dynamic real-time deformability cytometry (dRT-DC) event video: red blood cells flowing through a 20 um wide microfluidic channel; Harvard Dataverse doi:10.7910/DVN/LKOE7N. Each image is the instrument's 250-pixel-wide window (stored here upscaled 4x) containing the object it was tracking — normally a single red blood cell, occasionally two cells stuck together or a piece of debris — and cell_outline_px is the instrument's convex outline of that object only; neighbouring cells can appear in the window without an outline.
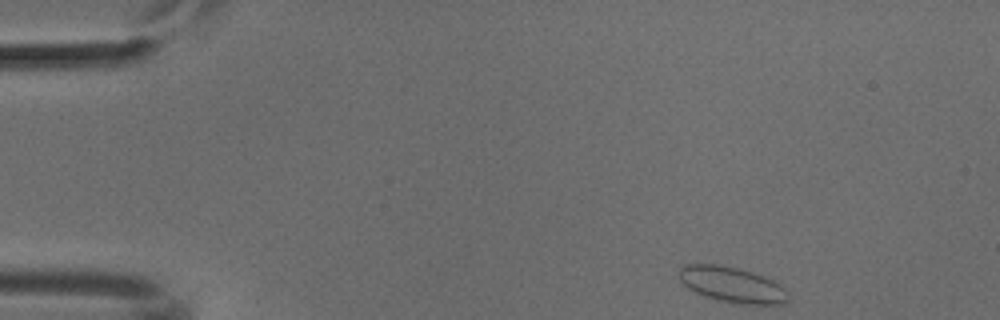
{"species": "common noctule bat (a hibernating species)", "species_latin": "Nyctalus noctula", "temperature_condition": "cold", "stored_images_in_passage": 47, "camera_frame_rate_fps": 3000, "um_per_image_px": 0.085, "animal": {"sex": "male", "body_mass_g": 18.8}, "frame": {"image": 1, "passage_image": 1, "time_ms": 0.0, "image_size_px": [1000, 320], "cell_outline_px": [[788, 300], [784, 304], [732, 304], [716, 300], [704, 296], [688, 288], [676, 276], [680, 268], [684, 264], [716, 264], [736, 268], [752, 272], [764, 276], [772, 280], [784, 288]], "centroid_in_image_um": [62.17, 24.2], "position_along_channel_um": 22.8, "area_um2": 22.72}}
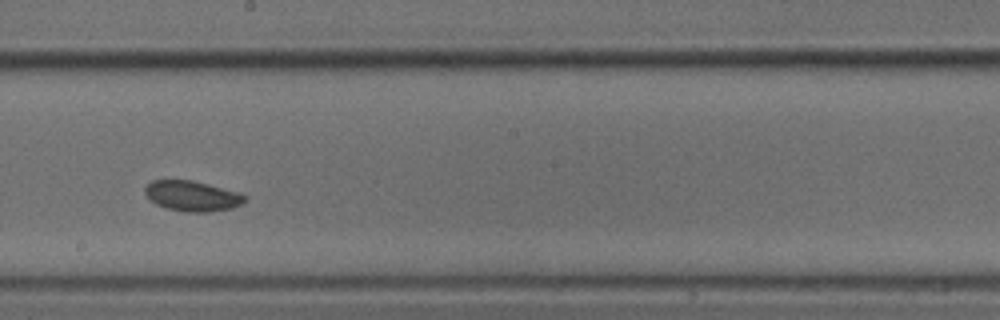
{"frame": {"image": 2, "passage_image": 24, "time_ms": 7.667, "image_size_px": [1000, 320], "cell_outline_px": [[248, 200], [232, 208], [212, 212], [184, 212], [168, 208], [156, 204], [144, 192], [144, 188], [152, 180], [192, 180], [208, 184], [236, 192], [248, 196]], "centroid_in_image_um": [16.36, 16.66], "position_along_channel_um": 231.8, "area_um2": 17.57}}
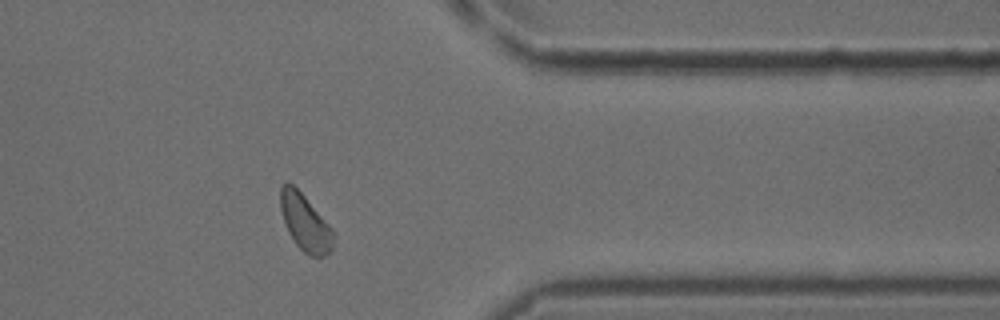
{"frame": {"image": 3, "passage_image": 37, "time_ms": 12.0, "image_size_px": [1000, 320], "cell_outline_px": [[332, 252], [324, 256], [308, 256], [296, 244], [288, 232], [280, 208], [280, 188], [288, 180], [304, 196], [332, 228]], "centroid_in_image_um": [25.92, 18.93], "position_along_channel_um": 385.5, "area_um2": 17.17}}